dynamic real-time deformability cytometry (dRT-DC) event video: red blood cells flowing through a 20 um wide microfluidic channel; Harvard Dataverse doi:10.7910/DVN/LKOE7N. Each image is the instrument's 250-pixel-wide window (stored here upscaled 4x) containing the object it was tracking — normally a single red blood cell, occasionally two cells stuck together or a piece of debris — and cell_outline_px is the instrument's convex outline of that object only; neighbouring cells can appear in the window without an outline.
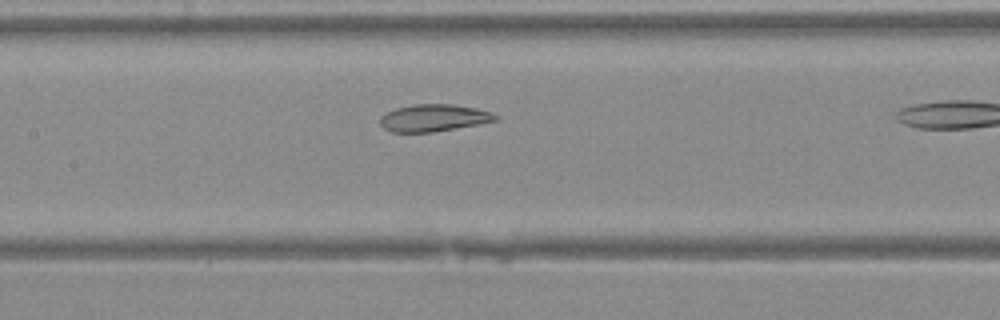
{"species": "Egyptian fruit bat (a non-hibernating species)", "species_latin": "Rousettus aegyptiacus", "temperature_condition": "warm", "stored_images_in_passage": 8, "camera_frame_rate_fps": 3000, "um_per_image_px": 0.085, "animal": {"sex": "female"}, "frame": {"image": 1, "passage_image": 7, "time_ms": 2.0, "image_size_px": [1000, 320], "cell_outline_px": [[496, 120], [456, 128], [432, 132], [392, 132], [384, 128], [380, 124], [380, 116], [384, 112], [396, 108], [412, 104], [452, 104], [476, 108], [492, 112], [496, 116]], "centroid_in_image_um": [36.8, 10.01], "position_along_channel_um": 170.6, "area_um2": 18.15}}